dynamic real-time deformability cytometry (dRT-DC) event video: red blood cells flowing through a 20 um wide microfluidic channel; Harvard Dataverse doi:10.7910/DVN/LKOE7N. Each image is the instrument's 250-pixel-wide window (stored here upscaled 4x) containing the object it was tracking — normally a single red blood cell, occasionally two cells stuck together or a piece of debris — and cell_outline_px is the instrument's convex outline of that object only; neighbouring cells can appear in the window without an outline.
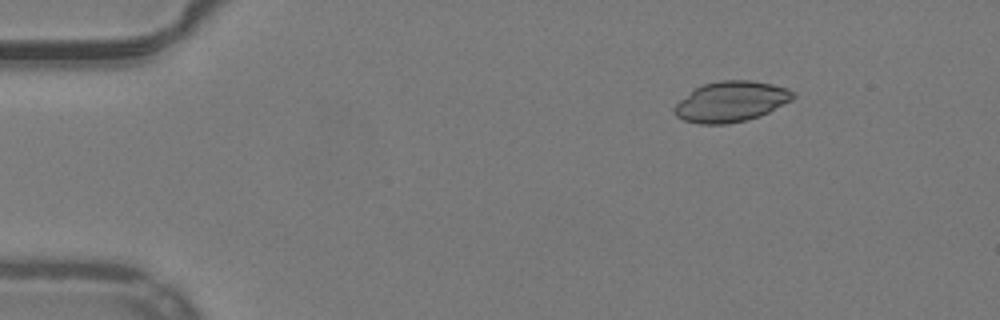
{"species": "common noctule bat (a hibernating species)", "species_latin": "Nyctalus noctula", "temperature_condition": "warm", "stored_images_in_passage": 46, "camera_frame_rate_fps": 3000, "um_per_image_px": 0.085, "animal": {"sex": "male", "body_mass_g": 19.2, "forearm_length_mm": 51.8}, "frame": {"image": 1, "passage_image": 1, "time_ms": 0.0, "image_size_px": [1000, 320], "cell_outline_px": [[796, 96], [792, 100], [760, 116], [748, 120], [728, 124], [700, 124], [684, 120], [676, 116], [672, 108], [680, 100], [696, 88], [704, 84], [720, 80], [748, 80], [772, 84], [788, 88], [796, 92]], "centroid_in_image_um": [62.16, 8.64], "position_along_channel_um": 22.8, "area_um2": 28.03}}